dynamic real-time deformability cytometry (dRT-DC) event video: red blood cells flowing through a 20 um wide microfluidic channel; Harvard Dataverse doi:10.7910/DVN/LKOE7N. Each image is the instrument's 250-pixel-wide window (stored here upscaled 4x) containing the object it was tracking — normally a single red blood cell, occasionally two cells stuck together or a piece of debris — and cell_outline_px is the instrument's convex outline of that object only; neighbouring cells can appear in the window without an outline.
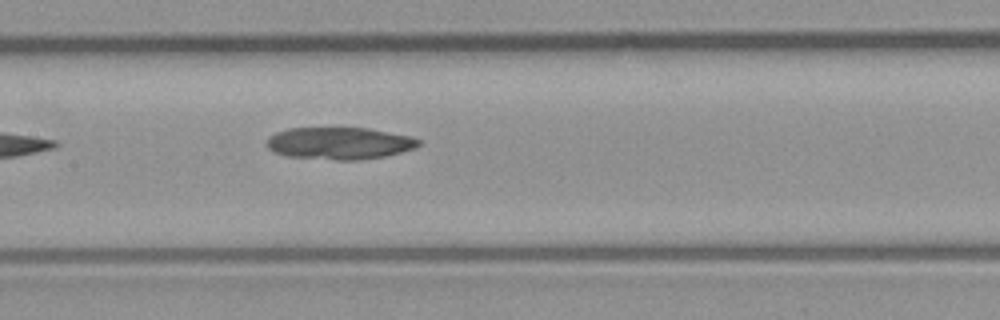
{"species": "common noctule bat (a hibernating species)", "species_latin": "Nyctalus noctula", "temperature_condition": "room temperature", "stored_images_in_passage": 8, "camera_frame_rate_fps": 3000, "um_per_image_px": 0.085, "animal": {"sex": "male", "body_mass_g": 23.1, "forearm_length_mm": 52.7}, "frame": {"image": 1, "passage_image": 8, "time_ms": 2.333, "image_size_px": [1000, 320], "cell_outline_px": [[420, 144], [416, 148], [384, 156], [360, 160], [336, 160], [288, 156], [272, 152], [268, 148], [268, 136], [276, 132], [288, 128], [368, 128], [412, 136], [420, 140]], "centroid_in_image_um": [28.86, 12.17], "position_along_channel_um": 178.5, "area_um2": 28.5}}